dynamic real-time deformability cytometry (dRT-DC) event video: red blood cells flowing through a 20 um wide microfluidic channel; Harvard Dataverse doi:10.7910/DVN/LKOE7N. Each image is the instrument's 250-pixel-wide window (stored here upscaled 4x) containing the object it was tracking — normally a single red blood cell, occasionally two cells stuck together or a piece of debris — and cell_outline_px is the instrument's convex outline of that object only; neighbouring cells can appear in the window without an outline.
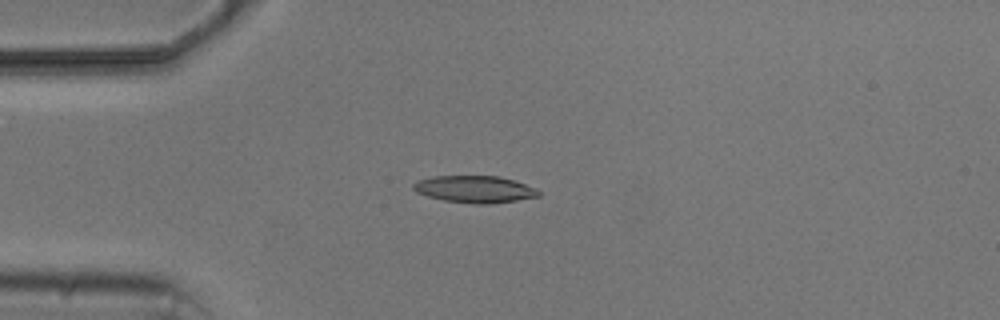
{"species": "common noctule bat (a hibernating species)", "species_latin": "Nyctalus noctula", "temperature_condition": "cold", "stored_images_in_passage": 4, "camera_frame_rate_fps": 3000, "um_per_image_px": 0.085, "animal": {"sex": "male", "body_mass_g": 20.5, "forearm_length_mm": 52.5}, "frame": {"image": 1, "passage_image": 3, "time_ms": 2.333, "image_size_px": [1000, 320], "cell_outline_px": [[540, 196], [492, 204], [476, 204], [444, 200], [428, 196], [416, 192], [412, 188], [412, 184], [420, 180], [432, 176], [500, 176], [536, 188], [540, 192]], "centroid_in_image_um": [40.35, 16.08], "position_along_channel_um": 44.7, "area_um2": 19.59}}
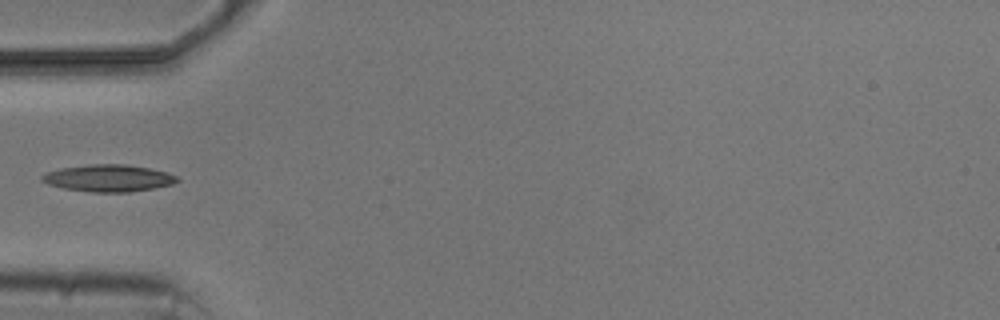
{"frame": {"image": 2, "passage_image": 4, "time_ms": 3.667, "image_size_px": [1000, 320], "cell_outline_px": [[180, 180], [172, 184], [152, 188], [128, 192], [92, 192], [64, 188], [48, 184], [40, 180], [40, 176], [48, 172], [60, 168], [88, 164], [124, 164], [148, 168], [168, 172], [176, 176]], "centroid_in_image_um": [9.2, 15.13], "position_along_channel_um": 75.8, "area_um2": 21.15}}